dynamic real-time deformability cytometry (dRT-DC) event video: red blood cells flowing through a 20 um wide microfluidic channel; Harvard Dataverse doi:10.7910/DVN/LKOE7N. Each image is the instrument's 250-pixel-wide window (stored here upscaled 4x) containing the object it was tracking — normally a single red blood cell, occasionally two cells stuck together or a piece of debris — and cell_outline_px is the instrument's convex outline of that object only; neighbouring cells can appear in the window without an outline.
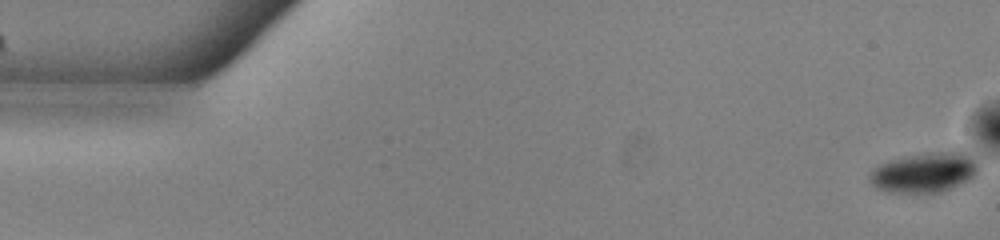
{"species": "common noctule bat (a hibernating species)", "species_latin": "Nyctalus noctula", "temperature_condition": "warm", "stored_images_in_passage": 54, "camera_frame_rate_fps": 3000, "um_per_image_px": 0.085, "animal": {"sex": "male", "body_mass_g": 13.0, "forearm_length_mm": 53.1}, "frame": {"image": 1, "passage_image": 1, "time_ms": 0.0, "image_size_px": [1000, 240], "cell_outline_px": [[980, 168], [972, 176], [940, 192], [888, 192], [876, 188], [872, 184], [868, 176], [880, 164], [904, 156], [932, 152], [964, 152]], "centroid_in_image_um": [78.5, 14.65], "position_along_channel_um": 6.5, "area_um2": 24.39}}
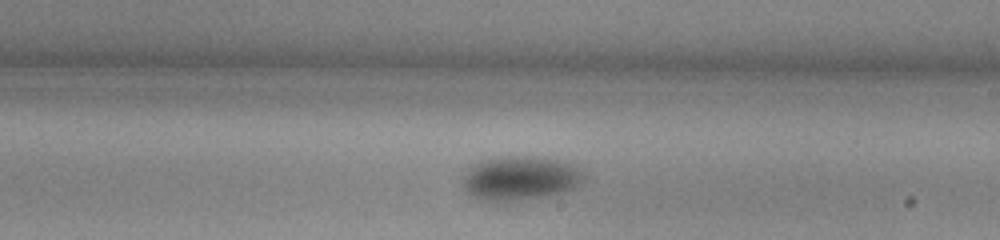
{"frame": {"image": 2, "passage_image": 31, "time_ms": 10.0, "image_size_px": [1000, 240], "cell_outline_px": [[584, 180], [572, 188], [540, 196], [520, 200], [480, 200], [472, 196], [464, 188], [464, 176], [480, 160], [504, 156], [536, 156], [556, 160], [568, 164], [576, 168], [584, 176]], "centroid_in_image_um": [44.17, 15.12], "position_along_channel_um": 244.8, "area_um2": 30.0}}
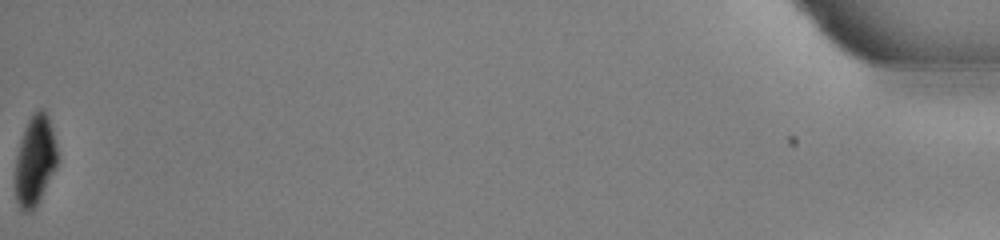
{"frame": {"image": 3, "passage_image": 54, "time_ms": 17.667, "image_size_px": [1000, 240], "cell_outline_px": [[56, 168], [32, 212], [24, 212], [20, 208], [16, 200], [16, 156], [20, 140], [24, 128], [28, 120], [40, 108], [44, 108], [48, 116], [56, 144]], "centroid_in_image_um": [2.96, 13.64], "position_along_channel_um": 432.2, "area_um2": 21.68}, "authors_computed_cell_mechanics": {"area_um2": 27.5995, "velocity_mm_per_s": 3.8516, "shape_relaxation_time_tau1_ms": 4.4034, "shape_relaxation_time_tau2_ms": null, "deformation_change_tau1": 0.119, "deformation_change_tau2": null}}